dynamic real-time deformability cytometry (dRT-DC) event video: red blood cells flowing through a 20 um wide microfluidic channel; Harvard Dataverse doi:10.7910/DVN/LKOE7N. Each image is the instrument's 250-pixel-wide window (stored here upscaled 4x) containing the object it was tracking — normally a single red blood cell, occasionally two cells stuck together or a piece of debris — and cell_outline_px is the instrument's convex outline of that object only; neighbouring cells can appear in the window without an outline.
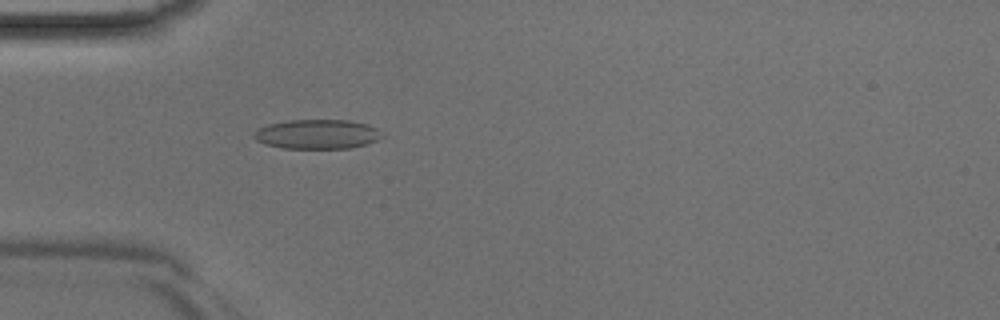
{"species": "Egyptian fruit bat (a non-hibernating species)", "species_latin": "Rousettus aegyptiacus", "temperature_condition": "room temperature", "stored_images_in_passage": 33, "camera_frame_rate_fps": 3000, "um_per_image_px": 0.085, "animal": {"sex": "male"}, "frame": {"image": 1, "passage_image": 2, "time_ms": 0.333, "image_size_px": [1000, 320], "cell_outline_px": [[380, 136], [376, 140], [352, 148], [284, 148], [264, 144], [256, 140], [252, 136], [252, 132], [256, 128], [268, 124], [288, 120], [348, 120], [364, 124], [376, 128]], "centroid_in_image_um": [26.84, 11.4], "position_along_channel_um": 58.2, "area_um2": 21.79}}
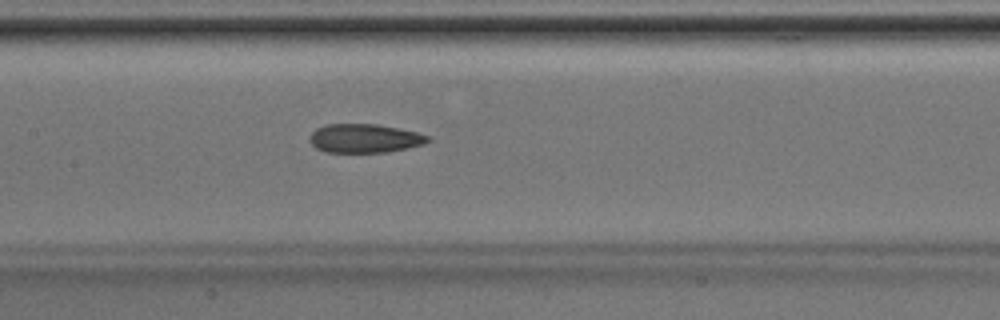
{"frame": {"image": 2, "passage_image": 10, "time_ms": 3.0, "image_size_px": [1000, 320], "cell_outline_px": [[432, 140], [424, 144], [384, 152], [324, 152], [316, 148], [308, 140], [308, 136], [316, 128], [324, 124], [376, 124], [416, 132], [428, 136]], "centroid_in_image_um": [30.93, 11.75], "position_along_channel_um": 176.5, "area_um2": 19.77}}
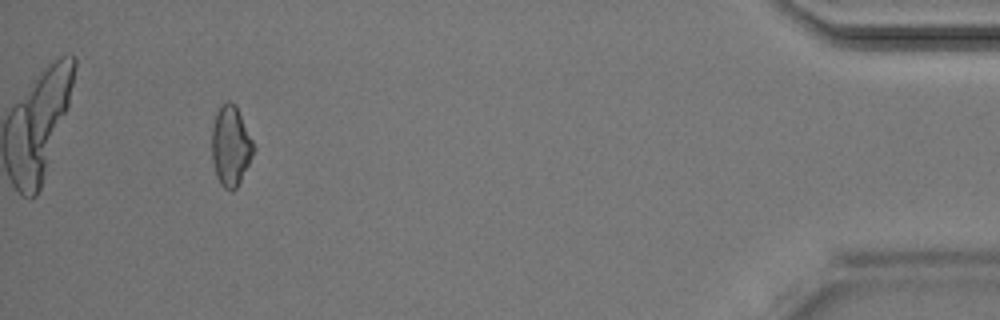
{"frame": {"image": 3, "passage_image": 30, "time_ms": 9.667, "image_size_px": [1000, 320], "cell_outline_px": [[256, 148], [236, 188], [232, 192], [224, 188], [220, 184], [216, 176], [212, 160], [212, 128], [216, 112], [228, 100], [236, 104]], "centroid_in_image_um": [19.6, 12.41], "position_along_channel_um": 415.6, "area_um2": 19.42}}